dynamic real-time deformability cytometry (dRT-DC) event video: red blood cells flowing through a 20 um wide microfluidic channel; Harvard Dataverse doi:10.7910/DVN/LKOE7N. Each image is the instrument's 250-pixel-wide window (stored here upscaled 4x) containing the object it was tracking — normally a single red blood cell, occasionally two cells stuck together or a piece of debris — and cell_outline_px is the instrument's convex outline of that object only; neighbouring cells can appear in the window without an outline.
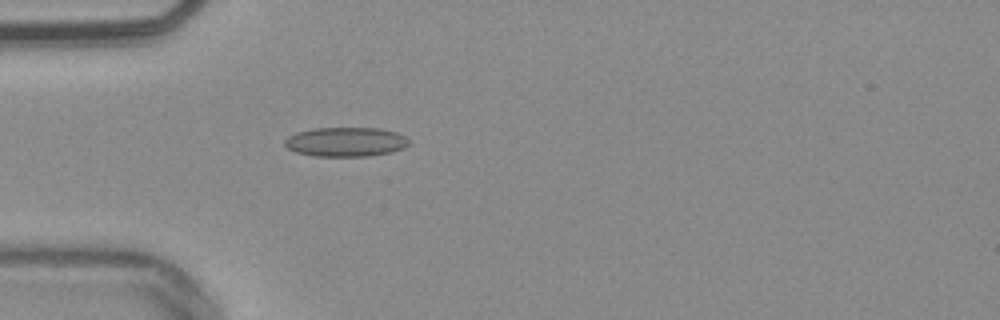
{"species": "common noctule bat (a hibernating species)", "species_latin": "Nyctalus noctula", "temperature_condition": "warm", "stored_images_in_passage": 39, "camera_frame_rate_fps": 3000, "um_per_image_px": 0.085, "animal": {"sex": "male", "body_mass_g": 20.4}, "frame": {"image": 1, "passage_image": 2, "time_ms": 0.333, "image_size_px": [1000, 320], "cell_outline_px": [[408, 144], [404, 148], [392, 152], [368, 156], [312, 156], [296, 152], [288, 148], [284, 144], [284, 140], [288, 136], [296, 132], [312, 128], [380, 128], [396, 132], [404, 136], [408, 140]], "centroid_in_image_um": [29.36, 12.06], "position_along_channel_um": 55.6, "area_um2": 21.33}}
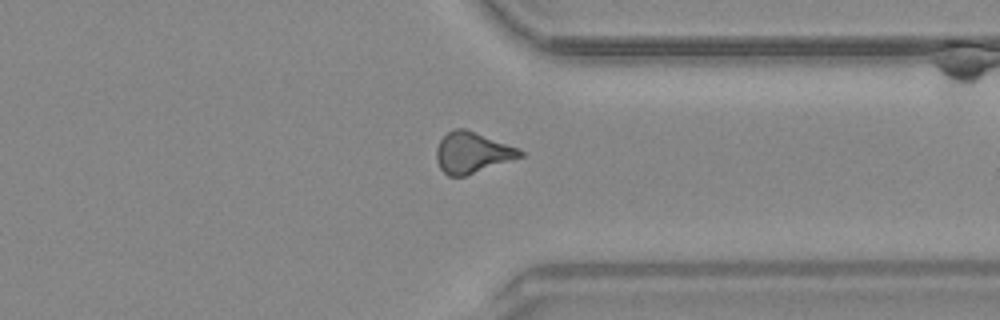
{"frame": {"image": 2, "passage_image": 27, "time_ms": 8.667, "image_size_px": [1000, 320], "cell_outline_px": [[524, 156], [464, 176], [448, 176], [440, 168], [436, 160], [436, 148], [440, 140], [448, 132], [456, 128], [464, 128], [520, 148], [524, 152]], "centroid_in_image_um": [40.14, 12.97], "position_along_channel_um": 371.3, "area_um2": 19.88}}
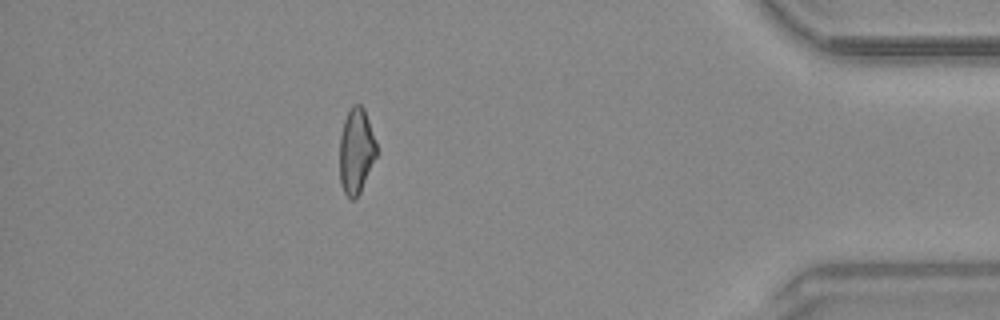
{"frame": {"image": 3, "passage_image": 33, "time_ms": 10.667, "image_size_px": [1000, 320], "cell_outline_px": [[376, 156], [360, 192], [356, 200], [352, 200], [344, 192], [340, 184], [340, 136], [344, 120], [352, 104], [360, 104], [364, 108], [376, 140]], "centroid_in_image_um": [30.27, 12.83], "position_along_channel_um": 404.9, "area_um2": 18.32}, "authors_computed_cell_mechanics": {"area_um2": 19.363, "velocity_mm_per_s": 3.867, "shape_relaxation_time_tau1_ms": null, "shape_relaxation_time_tau2_ms": 2.9051, "deformation_change_tau1": null, "deformation_change_tau2": 0.1144}}